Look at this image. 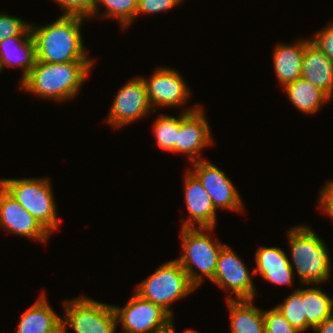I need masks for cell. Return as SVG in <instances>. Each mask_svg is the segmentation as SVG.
<instances>
[{
  "label": "cell",
  "instance_id": "6da1fadb",
  "mask_svg": "<svg viewBox=\"0 0 333 333\" xmlns=\"http://www.w3.org/2000/svg\"><path fill=\"white\" fill-rule=\"evenodd\" d=\"M85 17L61 15L45 26L30 24L37 61L46 63L94 62L84 47L81 26Z\"/></svg>",
  "mask_w": 333,
  "mask_h": 333
},
{
  "label": "cell",
  "instance_id": "7a4b0ae2",
  "mask_svg": "<svg viewBox=\"0 0 333 333\" xmlns=\"http://www.w3.org/2000/svg\"><path fill=\"white\" fill-rule=\"evenodd\" d=\"M94 62L46 63L36 61L19 86L41 98L64 101L74 98Z\"/></svg>",
  "mask_w": 333,
  "mask_h": 333
},
{
  "label": "cell",
  "instance_id": "3957f363",
  "mask_svg": "<svg viewBox=\"0 0 333 333\" xmlns=\"http://www.w3.org/2000/svg\"><path fill=\"white\" fill-rule=\"evenodd\" d=\"M291 251L292 270L296 272L302 283L306 285H320L330 278L331 258L324 240L308 226L299 225L290 228L287 232Z\"/></svg>",
  "mask_w": 333,
  "mask_h": 333
},
{
  "label": "cell",
  "instance_id": "277c9868",
  "mask_svg": "<svg viewBox=\"0 0 333 333\" xmlns=\"http://www.w3.org/2000/svg\"><path fill=\"white\" fill-rule=\"evenodd\" d=\"M213 229L208 227L181 228L183 255L176 260L196 288L202 284L203 276L210 281L213 279L218 256L225 246L216 239L212 240V237L208 235L211 231L213 232ZM195 267L200 272L196 271Z\"/></svg>",
  "mask_w": 333,
  "mask_h": 333
},
{
  "label": "cell",
  "instance_id": "5b68a950",
  "mask_svg": "<svg viewBox=\"0 0 333 333\" xmlns=\"http://www.w3.org/2000/svg\"><path fill=\"white\" fill-rule=\"evenodd\" d=\"M49 178L0 179V185L11 194L42 227L52 234L59 227L55 199Z\"/></svg>",
  "mask_w": 333,
  "mask_h": 333
},
{
  "label": "cell",
  "instance_id": "8992f818",
  "mask_svg": "<svg viewBox=\"0 0 333 333\" xmlns=\"http://www.w3.org/2000/svg\"><path fill=\"white\" fill-rule=\"evenodd\" d=\"M196 289L179 262L173 259L160 265L154 273L140 282L136 293L159 305L173 318V312L170 309L173 302L183 299Z\"/></svg>",
  "mask_w": 333,
  "mask_h": 333
},
{
  "label": "cell",
  "instance_id": "52a82bcc",
  "mask_svg": "<svg viewBox=\"0 0 333 333\" xmlns=\"http://www.w3.org/2000/svg\"><path fill=\"white\" fill-rule=\"evenodd\" d=\"M62 333L66 328L75 333H115L116 314L112 305L95 301L86 296L64 301Z\"/></svg>",
  "mask_w": 333,
  "mask_h": 333
},
{
  "label": "cell",
  "instance_id": "ba28073f",
  "mask_svg": "<svg viewBox=\"0 0 333 333\" xmlns=\"http://www.w3.org/2000/svg\"><path fill=\"white\" fill-rule=\"evenodd\" d=\"M112 306L117 323L120 322L123 331L127 333H155L166 328L172 321V317L164 309L136 292L123 308Z\"/></svg>",
  "mask_w": 333,
  "mask_h": 333
},
{
  "label": "cell",
  "instance_id": "9c48e42d",
  "mask_svg": "<svg viewBox=\"0 0 333 333\" xmlns=\"http://www.w3.org/2000/svg\"><path fill=\"white\" fill-rule=\"evenodd\" d=\"M251 276L240 257L225 245L218 256L211 282L223 291L234 293V297L228 296L226 300L254 299L257 291Z\"/></svg>",
  "mask_w": 333,
  "mask_h": 333
},
{
  "label": "cell",
  "instance_id": "30bf717a",
  "mask_svg": "<svg viewBox=\"0 0 333 333\" xmlns=\"http://www.w3.org/2000/svg\"><path fill=\"white\" fill-rule=\"evenodd\" d=\"M152 110V111H151ZM153 111L142 77L133 78L122 86L112 103L106 122L115 129L141 119Z\"/></svg>",
  "mask_w": 333,
  "mask_h": 333
},
{
  "label": "cell",
  "instance_id": "8fae6325",
  "mask_svg": "<svg viewBox=\"0 0 333 333\" xmlns=\"http://www.w3.org/2000/svg\"><path fill=\"white\" fill-rule=\"evenodd\" d=\"M192 164L193 171L191 168L189 170L207 191L216 210L225 208L243 212L241 196L232 181L220 168L205 159L192 162Z\"/></svg>",
  "mask_w": 333,
  "mask_h": 333
},
{
  "label": "cell",
  "instance_id": "7c38bea8",
  "mask_svg": "<svg viewBox=\"0 0 333 333\" xmlns=\"http://www.w3.org/2000/svg\"><path fill=\"white\" fill-rule=\"evenodd\" d=\"M202 108L197 105L182 112L177 129L175 153L187 155L191 162L204 160L198 158L201 151L213 144L211 129Z\"/></svg>",
  "mask_w": 333,
  "mask_h": 333
},
{
  "label": "cell",
  "instance_id": "4fadbf2b",
  "mask_svg": "<svg viewBox=\"0 0 333 333\" xmlns=\"http://www.w3.org/2000/svg\"><path fill=\"white\" fill-rule=\"evenodd\" d=\"M142 79L153 111H156L155 106L180 107L190 95L185 81L175 69L159 67L151 74V77H142Z\"/></svg>",
  "mask_w": 333,
  "mask_h": 333
},
{
  "label": "cell",
  "instance_id": "5bb4252c",
  "mask_svg": "<svg viewBox=\"0 0 333 333\" xmlns=\"http://www.w3.org/2000/svg\"><path fill=\"white\" fill-rule=\"evenodd\" d=\"M0 226L8 233L47 242L50 234L0 185Z\"/></svg>",
  "mask_w": 333,
  "mask_h": 333
},
{
  "label": "cell",
  "instance_id": "9a60e30c",
  "mask_svg": "<svg viewBox=\"0 0 333 333\" xmlns=\"http://www.w3.org/2000/svg\"><path fill=\"white\" fill-rule=\"evenodd\" d=\"M184 191L185 204L190 217L183 220L181 228H215L216 208L207 191L189 168L185 174Z\"/></svg>",
  "mask_w": 333,
  "mask_h": 333
},
{
  "label": "cell",
  "instance_id": "2e32d148",
  "mask_svg": "<svg viewBox=\"0 0 333 333\" xmlns=\"http://www.w3.org/2000/svg\"><path fill=\"white\" fill-rule=\"evenodd\" d=\"M285 251L278 247H259L255 254L256 267L253 274H260L268 282L277 285H292L295 271L292 270Z\"/></svg>",
  "mask_w": 333,
  "mask_h": 333
},
{
  "label": "cell",
  "instance_id": "e0dca14e",
  "mask_svg": "<svg viewBox=\"0 0 333 333\" xmlns=\"http://www.w3.org/2000/svg\"><path fill=\"white\" fill-rule=\"evenodd\" d=\"M37 61L36 43L32 36H13L0 41V72L4 67H20V83L29 75Z\"/></svg>",
  "mask_w": 333,
  "mask_h": 333
},
{
  "label": "cell",
  "instance_id": "ac0fdd59",
  "mask_svg": "<svg viewBox=\"0 0 333 333\" xmlns=\"http://www.w3.org/2000/svg\"><path fill=\"white\" fill-rule=\"evenodd\" d=\"M301 78L333 98V62L311 41L305 46Z\"/></svg>",
  "mask_w": 333,
  "mask_h": 333
},
{
  "label": "cell",
  "instance_id": "d6986e66",
  "mask_svg": "<svg viewBox=\"0 0 333 333\" xmlns=\"http://www.w3.org/2000/svg\"><path fill=\"white\" fill-rule=\"evenodd\" d=\"M17 333H62V318L51 308L44 291L21 315Z\"/></svg>",
  "mask_w": 333,
  "mask_h": 333
},
{
  "label": "cell",
  "instance_id": "ffe728a7",
  "mask_svg": "<svg viewBox=\"0 0 333 333\" xmlns=\"http://www.w3.org/2000/svg\"><path fill=\"white\" fill-rule=\"evenodd\" d=\"M311 40L299 39L294 44L279 43L273 52V67L275 76L284 87L301 77L302 58L305 46Z\"/></svg>",
  "mask_w": 333,
  "mask_h": 333
},
{
  "label": "cell",
  "instance_id": "44dd1931",
  "mask_svg": "<svg viewBox=\"0 0 333 333\" xmlns=\"http://www.w3.org/2000/svg\"><path fill=\"white\" fill-rule=\"evenodd\" d=\"M253 299H228L232 333H265L263 310L253 305Z\"/></svg>",
  "mask_w": 333,
  "mask_h": 333
},
{
  "label": "cell",
  "instance_id": "7402d4cb",
  "mask_svg": "<svg viewBox=\"0 0 333 333\" xmlns=\"http://www.w3.org/2000/svg\"><path fill=\"white\" fill-rule=\"evenodd\" d=\"M288 99L303 114H314L332 99L321 89L303 78L284 86Z\"/></svg>",
  "mask_w": 333,
  "mask_h": 333
},
{
  "label": "cell",
  "instance_id": "603a6c76",
  "mask_svg": "<svg viewBox=\"0 0 333 333\" xmlns=\"http://www.w3.org/2000/svg\"><path fill=\"white\" fill-rule=\"evenodd\" d=\"M302 298L307 324L313 330L333 314V298L321 291L320 287L303 288Z\"/></svg>",
  "mask_w": 333,
  "mask_h": 333
},
{
  "label": "cell",
  "instance_id": "cb8c5ba5",
  "mask_svg": "<svg viewBox=\"0 0 333 333\" xmlns=\"http://www.w3.org/2000/svg\"><path fill=\"white\" fill-rule=\"evenodd\" d=\"M106 7V12L102 17L117 18L120 21V26L125 29L136 20L138 9V0H95V9L93 17L98 13L99 6Z\"/></svg>",
  "mask_w": 333,
  "mask_h": 333
},
{
  "label": "cell",
  "instance_id": "d4e9b609",
  "mask_svg": "<svg viewBox=\"0 0 333 333\" xmlns=\"http://www.w3.org/2000/svg\"><path fill=\"white\" fill-rule=\"evenodd\" d=\"M153 123V133L157 145L165 151L175 153V144L177 141V129L181 123V115L177 118L160 114Z\"/></svg>",
  "mask_w": 333,
  "mask_h": 333
},
{
  "label": "cell",
  "instance_id": "484cf974",
  "mask_svg": "<svg viewBox=\"0 0 333 333\" xmlns=\"http://www.w3.org/2000/svg\"><path fill=\"white\" fill-rule=\"evenodd\" d=\"M284 299L283 303L276 305L284 318L301 333L311 328L307 324L306 315H304L302 288L295 289L291 296Z\"/></svg>",
  "mask_w": 333,
  "mask_h": 333
},
{
  "label": "cell",
  "instance_id": "4316f807",
  "mask_svg": "<svg viewBox=\"0 0 333 333\" xmlns=\"http://www.w3.org/2000/svg\"><path fill=\"white\" fill-rule=\"evenodd\" d=\"M13 36H32L30 24L16 16L0 13V41Z\"/></svg>",
  "mask_w": 333,
  "mask_h": 333
},
{
  "label": "cell",
  "instance_id": "83f0119b",
  "mask_svg": "<svg viewBox=\"0 0 333 333\" xmlns=\"http://www.w3.org/2000/svg\"><path fill=\"white\" fill-rule=\"evenodd\" d=\"M265 333H301L294 328L275 306L268 311H264Z\"/></svg>",
  "mask_w": 333,
  "mask_h": 333
},
{
  "label": "cell",
  "instance_id": "f1b7e54d",
  "mask_svg": "<svg viewBox=\"0 0 333 333\" xmlns=\"http://www.w3.org/2000/svg\"><path fill=\"white\" fill-rule=\"evenodd\" d=\"M64 9L63 15H78L91 18L95 9V0H55Z\"/></svg>",
  "mask_w": 333,
  "mask_h": 333
},
{
  "label": "cell",
  "instance_id": "f546056e",
  "mask_svg": "<svg viewBox=\"0 0 333 333\" xmlns=\"http://www.w3.org/2000/svg\"><path fill=\"white\" fill-rule=\"evenodd\" d=\"M313 36L311 42L333 62V22Z\"/></svg>",
  "mask_w": 333,
  "mask_h": 333
},
{
  "label": "cell",
  "instance_id": "4dcf8cb0",
  "mask_svg": "<svg viewBox=\"0 0 333 333\" xmlns=\"http://www.w3.org/2000/svg\"><path fill=\"white\" fill-rule=\"evenodd\" d=\"M183 0H138L136 17L140 14H154L170 10Z\"/></svg>",
  "mask_w": 333,
  "mask_h": 333
},
{
  "label": "cell",
  "instance_id": "1f68e13d",
  "mask_svg": "<svg viewBox=\"0 0 333 333\" xmlns=\"http://www.w3.org/2000/svg\"><path fill=\"white\" fill-rule=\"evenodd\" d=\"M318 197L321 210L333 220V181L325 184Z\"/></svg>",
  "mask_w": 333,
  "mask_h": 333
},
{
  "label": "cell",
  "instance_id": "d6a6232c",
  "mask_svg": "<svg viewBox=\"0 0 333 333\" xmlns=\"http://www.w3.org/2000/svg\"><path fill=\"white\" fill-rule=\"evenodd\" d=\"M313 331L317 333H333V314L322 321Z\"/></svg>",
  "mask_w": 333,
  "mask_h": 333
},
{
  "label": "cell",
  "instance_id": "836d02e7",
  "mask_svg": "<svg viewBox=\"0 0 333 333\" xmlns=\"http://www.w3.org/2000/svg\"><path fill=\"white\" fill-rule=\"evenodd\" d=\"M173 318H172V321H171V323H170V325H168L166 328H164L163 330H160V331H158V332H155V333H176L175 332V328H174V326H173Z\"/></svg>",
  "mask_w": 333,
  "mask_h": 333
},
{
  "label": "cell",
  "instance_id": "e575fe53",
  "mask_svg": "<svg viewBox=\"0 0 333 333\" xmlns=\"http://www.w3.org/2000/svg\"><path fill=\"white\" fill-rule=\"evenodd\" d=\"M183 333H199V332L191 329H186Z\"/></svg>",
  "mask_w": 333,
  "mask_h": 333
}]
</instances>
